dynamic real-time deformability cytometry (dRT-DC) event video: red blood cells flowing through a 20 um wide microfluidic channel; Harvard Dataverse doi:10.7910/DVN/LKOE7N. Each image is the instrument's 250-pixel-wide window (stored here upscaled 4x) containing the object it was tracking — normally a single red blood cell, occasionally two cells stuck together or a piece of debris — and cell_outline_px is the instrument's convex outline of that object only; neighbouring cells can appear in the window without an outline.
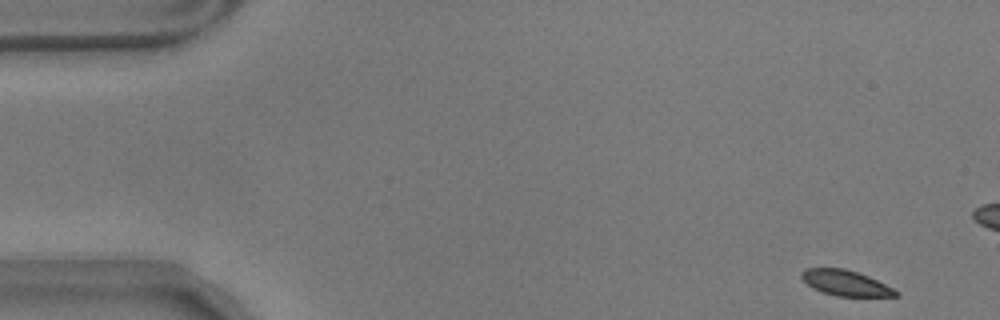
{"species": "common noctule bat (a hibernating species)", "species_latin": "Nyctalus noctula", "temperature_condition": "warm", "stored_images_in_passage": 14, "camera_frame_rate_fps": 3000, "um_per_image_px": 0.085, "animal": {"sex": "male", "body_mass_g": 17.9}, "frame": {"image": 1, "passage_image": 1, "time_ms": 0.0, "image_size_px": [1000, 320], "cell_outline_px": [[900, 296], [836, 296], [812, 288], [800, 276], [800, 272], [804, 268], [844, 268], [868, 276], [900, 292]], "centroid_in_image_um": [71.85, 24.05], "position_along_channel_um": 13.1, "area_um2": 13.87}}